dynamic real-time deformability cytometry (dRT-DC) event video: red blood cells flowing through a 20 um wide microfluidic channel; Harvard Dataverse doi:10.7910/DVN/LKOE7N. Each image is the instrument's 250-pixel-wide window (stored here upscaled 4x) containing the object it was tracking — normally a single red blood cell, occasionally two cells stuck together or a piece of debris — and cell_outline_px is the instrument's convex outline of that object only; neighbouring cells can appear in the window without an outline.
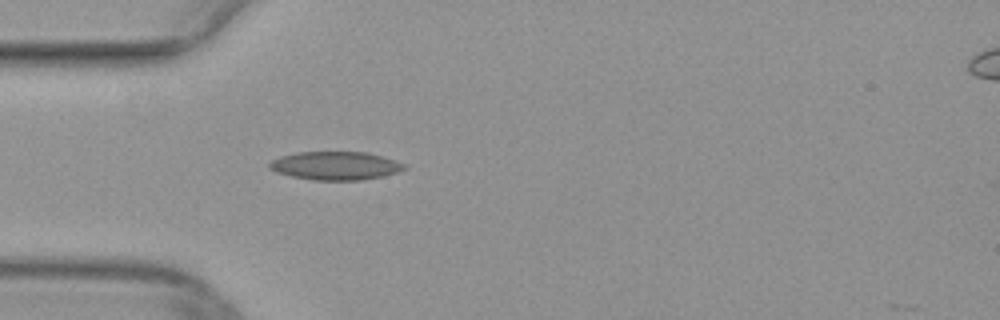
{"species": "common noctule bat (a hibernating species)", "species_latin": "Nyctalus noctula", "temperature_condition": "warm", "stored_images_in_passage": 15, "camera_frame_rate_fps": 3000, "um_per_image_px": 0.085, "animal": {"sex": "female", "body_mass_g": 29.2, "forearm_length_mm": 56.3}, "frame": {"image": 1, "passage_image": 14, "time_ms": 4.333, "image_size_px": [1000, 320], "cell_outline_px": [[404, 168], [396, 172], [384, 176], [360, 180], [312, 180], [292, 176], [276, 172], [268, 168], [268, 164], [272, 160], [280, 156], [296, 152], [368, 152], [404, 164]], "centroid_in_image_um": [28.44, 14.08], "position_along_channel_um": 56.6, "area_um2": 22.08}}